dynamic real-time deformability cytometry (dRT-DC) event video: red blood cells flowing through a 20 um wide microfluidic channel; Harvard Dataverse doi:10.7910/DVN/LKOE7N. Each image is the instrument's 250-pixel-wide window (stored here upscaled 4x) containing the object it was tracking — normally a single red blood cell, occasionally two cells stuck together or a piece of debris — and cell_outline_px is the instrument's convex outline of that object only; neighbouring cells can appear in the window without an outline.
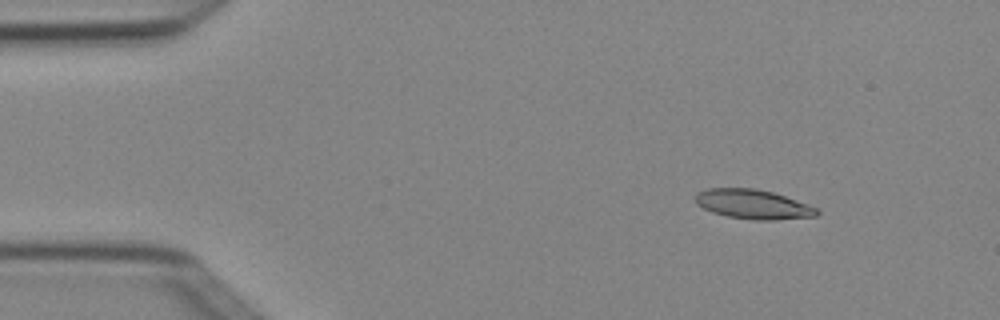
{"species": "Egyptian fruit bat (a non-hibernating species)", "species_latin": "Rousettus aegyptiacus", "temperature_condition": "cold", "stored_images_in_passage": 4, "camera_frame_rate_fps": 3000, "um_per_image_px": 0.085, "animal": {"sex": "female"}, "frame": {"image": 1, "passage_image": 2, "time_ms": 0.333, "image_size_px": [1000, 320], "cell_outline_px": [[820, 212], [816, 216], [776, 220], [756, 220], [728, 216], [712, 212], [696, 204], [696, 192], [708, 188], [756, 188], [772, 192], [808, 204], [816, 208]], "centroid_in_image_um": [64.0, 17.36], "position_along_channel_um": 21.0, "area_um2": 20.75}}